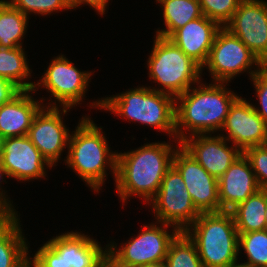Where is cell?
<instances>
[{"instance_id":"cell-1","label":"cell","mask_w":267,"mask_h":267,"mask_svg":"<svg viewBox=\"0 0 267 267\" xmlns=\"http://www.w3.org/2000/svg\"><path fill=\"white\" fill-rule=\"evenodd\" d=\"M180 145L171 139L147 142L127 152L117 151L114 187L123 206L132 196L139 197L145 205L149 203L159 191L165 173L173 166V156Z\"/></svg>"},{"instance_id":"cell-2","label":"cell","mask_w":267,"mask_h":267,"mask_svg":"<svg viewBox=\"0 0 267 267\" xmlns=\"http://www.w3.org/2000/svg\"><path fill=\"white\" fill-rule=\"evenodd\" d=\"M221 82L202 79L175 98V133L181 142L199 134H219L233 102L240 96ZM187 132V133H186Z\"/></svg>"},{"instance_id":"cell-3","label":"cell","mask_w":267,"mask_h":267,"mask_svg":"<svg viewBox=\"0 0 267 267\" xmlns=\"http://www.w3.org/2000/svg\"><path fill=\"white\" fill-rule=\"evenodd\" d=\"M90 116L83 115L75 130L71 131L64 165L66 164L91 192L99 194L100 190L104 189L102 187L110 172L113 181L116 179L117 150H111L103 127L97 126Z\"/></svg>"},{"instance_id":"cell-4","label":"cell","mask_w":267,"mask_h":267,"mask_svg":"<svg viewBox=\"0 0 267 267\" xmlns=\"http://www.w3.org/2000/svg\"><path fill=\"white\" fill-rule=\"evenodd\" d=\"M101 98L91 102L88 107L109 112L111 115L114 113L117 118L125 119L124 121L147 125L156 129V132L158 130L160 133H167L169 139H176L173 96L154 91L145 84Z\"/></svg>"},{"instance_id":"cell-5","label":"cell","mask_w":267,"mask_h":267,"mask_svg":"<svg viewBox=\"0 0 267 267\" xmlns=\"http://www.w3.org/2000/svg\"><path fill=\"white\" fill-rule=\"evenodd\" d=\"M204 267H226L240 260L239 234L231 212L201 213L185 231Z\"/></svg>"},{"instance_id":"cell-6","label":"cell","mask_w":267,"mask_h":267,"mask_svg":"<svg viewBox=\"0 0 267 267\" xmlns=\"http://www.w3.org/2000/svg\"><path fill=\"white\" fill-rule=\"evenodd\" d=\"M153 38L146 68L147 77L157 85L148 87L176 98L203 79L202 68L171 40L157 35Z\"/></svg>"},{"instance_id":"cell-7","label":"cell","mask_w":267,"mask_h":267,"mask_svg":"<svg viewBox=\"0 0 267 267\" xmlns=\"http://www.w3.org/2000/svg\"><path fill=\"white\" fill-rule=\"evenodd\" d=\"M179 233L176 227L162 222L142 225L136 236L120 245L118 241H107L108 264L111 267H142L165 261L169 245Z\"/></svg>"},{"instance_id":"cell-8","label":"cell","mask_w":267,"mask_h":267,"mask_svg":"<svg viewBox=\"0 0 267 267\" xmlns=\"http://www.w3.org/2000/svg\"><path fill=\"white\" fill-rule=\"evenodd\" d=\"M46 67L33 88L35 94L40 89L50 93L49 99L39 98L43 106L76 108L81 105L95 71H82L61 53L54 56Z\"/></svg>"},{"instance_id":"cell-9","label":"cell","mask_w":267,"mask_h":267,"mask_svg":"<svg viewBox=\"0 0 267 267\" xmlns=\"http://www.w3.org/2000/svg\"><path fill=\"white\" fill-rule=\"evenodd\" d=\"M264 64L250 49L225 27H222L212 44L207 62L202 67L208 70L212 82L230 83L247 73L250 80ZM240 74V75H239Z\"/></svg>"},{"instance_id":"cell-10","label":"cell","mask_w":267,"mask_h":267,"mask_svg":"<svg viewBox=\"0 0 267 267\" xmlns=\"http://www.w3.org/2000/svg\"><path fill=\"white\" fill-rule=\"evenodd\" d=\"M147 205L155 221L172 225L180 232H185L201 214L174 166L165 173L159 191Z\"/></svg>"},{"instance_id":"cell-11","label":"cell","mask_w":267,"mask_h":267,"mask_svg":"<svg viewBox=\"0 0 267 267\" xmlns=\"http://www.w3.org/2000/svg\"><path fill=\"white\" fill-rule=\"evenodd\" d=\"M72 108L42 107L34 116L27 136L41 152L47 162L55 167L68 149L70 129L65 124L64 117ZM64 120V121H63Z\"/></svg>"},{"instance_id":"cell-12","label":"cell","mask_w":267,"mask_h":267,"mask_svg":"<svg viewBox=\"0 0 267 267\" xmlns=\"http://www.w3.org/2000/svg\"><path fill=\"white\" fill-rule=\"evenodd\" d=\"M225 28L267 65V0H241Z\"/></svg>"},{"instance_id":"cell-13","label":"cell","mask_w":267,"mask_h":267,"mask_svg":"<svg viewBox=\"0 0 267 267\" xmlns=\"http://www.w3.org/2000/svg\"><path fill=\"white\" fill-rule=\"evenodd\" d=\"M173 166L182 175L195 208L200 213L221 212L218 179L210 175L181 145L174 153Z\"/></svg>"},{"instance_id":"cell-14","label":"cell","mask_w":267,"mask_h":267,"mask_svg":"<svg viewBox=\"0 0 267 267\" xmlns=\"http://www.w3.org/2000/svg\"><path fill=\"white\" fill-rule=\"evenodd\" d=\"M219 134L242 152L267 144L265 121L253 109L252 102L241 95L231 105Z\"/></svg>"},{"instance_id":"cell-15","label":"cell","mask_w":267,"mask_h":267,"mask_svg":"<svg viewBox=\"0 0 267 267\" xmlns=\"http://www.w3.org/2000/svg\"><path fill=\"white\" fill-rule=\"evenodd\" d=\"M0 163L9 178L20 183L43 180L52 169L27 135L5 138Z\"/></svg>"},{"instance_id":"cell-16","label":"cell","mask_w":267,"mask_h":267,"mask_svg":"<svg viewBox=\"0 0 267 267\" xmlns=\"http://www.w3.org/2000/svg\"><path fill=\"white\" fill-rule=\"evenodd\" d=\"M180 144L210 175L217 179L243 153L218 133L191 135Z\"/></svg>"},{"instance_id":"cell-17","label":"cell","mask_w":267,"mask_h":267,"mask_svg":"<svg viewBox=\"0 0 267 267\" xmlns=\"http://www.w3.org/2000/svg\"><path fill=\"white\" fill-rule=\"evenodd\" d=\"M72 267H105L108 264L107 244L82 231H67L47 241Z\"/></svg>"},{"instance_id":"cell-18","label":"cell","mask_w":267,"mask_h":267,"mask_svg":"<svg viewBox=\"0 0 267 267\" xmlns=\"http://www.w3.org/2000/svg\"><path fill=\"white\" fill-rule=\"evenodd\" d=\"M259 189L251 164L242 153L218 179L221 211L230 212Z\"/></svg>"},{"instance_id":"cell-19","label":"cell","mask_w":267,"mask_h":267,"mask_svg":"<svg viewBox=\"0 0 267 267\" xmlns=\"http://www.w3.org/2000/svg\"><path fill=\"white\" fill-rule=\"evenodd\" d=\"M221 28L218 23L202 15L176 30L168 39L202 68Z\"/></svg>"},{"instance_id":"cell-20","label":"cell","mask_w":267,"mask_h":267,"mask_svg":"<svg viewBox=\"0 0 267 267\" xmlns=\"http://www.w3.org/2000/svg\"><path fill=\"white\" fill-rule=\"evenodd\" d=\"M33 90H21L0 106V134L4 137L26 136L34 116L43 107Z\"/></svg>"},{"instance_id":"cell-21","label":"cell","mask_w":267,"mask_h":267,"mask_svg":"<svg viewBox=\"0 0 267 267\" xmlns=\"http://www.w3.org/2000/svg\"><path fill=\"white\" fill-rule=\"evenodd\" d=\"M20 216L0 228V267H29L31 245L21 228Z\"/></svg>"},{"instance_id":"cell-22","label":"cell","mask_w":267,"mask_h":267,"mask_svg":"<svg viewBox=\"0 0 267 267\" xmlns=\"http://www.w3.org/2000/svg\"><path fill=\"white\" fill-rule=\"evenodd\" d=\"M155 2L160 6L165 27L157 28L155 35L164 38H169L189 21L203 15L198 0H155Z\"/></svg>"},{"instance_id":"cell-23","label":"cell","mask_w":267,"mask_h":267,"mask_svg":"<svg viewBox=\"0 0 267 267\" xmlns=\"http://www.w3.org/2000/svg\"><path fill=\"white\" fill-rule=\"evenodd\" d=\"M27 57L23 47H0V78L11 81L20 90H33L35 82L30 80L34 78L31 77L33 70Z\"/></svg>"},{"instance_id":"cell-24","label":"cell","mask_w":267,"mask_h":267,"mask_svg":"<svg viewBox=\"0 0 267 267\" xmlns=\"http://www.w3.org/2000/svg\"><path fill=\"white\" fill-rule=\"evenodd\" d=\"M29 17L14 8L7 0H0V47H24Z\"/></svg>"},{"instance_id":"cell-25","label":"cell","mask_w":267,"mask_h":267,"mask_svg":"<svg viewBox=\"0 0 267 267\" xmlns=\"http://www.w3.org/2000/svg\"><path fill=\"white\" fill-rule=\"evenodd\" d=\"M266 189H259L230 212L238 233H248L266 229L265 223Z\"/></svg>"},{"instance_id":"cell-26","label":"cell","mask_w":267,"mask_h":267,"mask_svg":"<svg viewBox=\"0 0 267 267\" xmlns=\"http://www.w3.org/2000/svg\"><path fill=\"white\" fill-rule=\"evenodd\" d=\"M239 234V255L245 253L246 267H267V230ZM244 250V252H242Z\"/></svg>"},{"instance_id":"cell-27","label":"cell","mask_w":267,"mask_h":267,"mask_svg":"<svg viewBox=\"0 0 267 267\" xmlns=\"http://www.w3.org/2000/svg\"><path fill=\"white\" fill-rule=\"evenodd\" d=\"M165 263L167 267H204L195 243L185 232H180L170 243Z\"/></svg>"},{"instance_id":"cell-28","label":"cell","mask_w":267,"mask_h":267,"mask_svg":"<svg viewBox=\"0 0 267 267\" xmlns=\"http://www.w3.org/2000/svg\"><path fill=\"white\" fill-rule=\"evenodd\" d=\"M14 8L30 18L36 16H51L63 11H72L70 0H7ZM55 12V13H54ZM52 13V14H51Z\"/></svg>"},{"instance_id":"cell-29","label":"cell","mask_w":267,"mask_h":267,"mask_svg":"<svg viewBox=\"0 0 267 267\" xmlns=\"http://www.w3.org/2000/svg\"><path fill=\"white\" fill-rule=\"evenodd\" d=\"M202 14L225 27L232 19L241 0H198Z\"/></svg>"},{"instance_id":"cell-30","label":"cell","mask_w":267,"mask_h":267,"mask_svg":"<svg viewBox=\"0 0 267 267\" xmlns=\"http://www.w3.org/2000/svg\"><path fill=\"white\" fill-rule=\"evenodd\" d=\"M31 253L30 250L29 267H72L47 241Z\"/></svg>"},{"instance_id":"cell-31","label":"cell","mask_w":267,"mask_h":267,"mask_svg":"<svg viewBox=\"0 0 267 267\" xmlns=\"http://www.w3.org/2000/svg\"><path fill=\"white\" fill-rule=\"evenodd\" d=\"M248 158L260 189H267V144L247 148Z\"/></svg>"},{"instance_id":"cell-32","label":"cell","mask_w":267,"mask_h":267,"mask_svg":"<svg viewBox=\"0 0 267 267\" xmlns=\"http://www.w3.org/2000/svg\"><path fill=\"white\" fill-rule=\"evenodd\" d=\"M258 105L252 104L253 109L267 125V65H264L251 79Z\"/></svg>"},{"instance_id":"cell-33","label":"cell","mask_w":267,"mask_h":267,"mask_svg":"<svg viewBox=\"0 0 267 267\" xmlns=\"http://www.w3.org/2000/svg\"><path fill=\"white\" fill-rule=\"evenodd\" d=\"M19 215L15 207L0 194V228L9 225Z\"/></svg>"},{"instance_id":"cell-34","label":"cell","mask_w":267,"mask_h":267,"mask_svg":"<svg viewBox=\"0 0 267 267\" xmlns=\"http://www.w3.org/2000/svg\"><path fill=\"white\" fill-rule=\"evenodd\" d=\"M110 0H70L71 9H79V7L88 5L91 9H94L97 14L103 16L107 14L106 11L108 10Z\"/></svg>"},{"instance_id":"cell-35","label":"cell","mask_w":267,"mask_h":267,"mask_svg":"<svg viewBox=\"0 0 267 267\" xmlns=\"http://www.w3.org/2000/svg\"><path fill=\"white\" fill-rule=\"evenodd\" d=\"M20 91L11 81L0 78V106L9 102Z\"/></svg>"},{"instance_id":"cell-36","label":"cell","mask_w":267,"mask_h":267,"mask_svg":"<svg viewBox=\"0 0 267 267\" xmlns=\"http://www.w3.org/2000/svg\"><path fill=\"white\" fill-rule=\"evenodd\" d=\"M7 177V179H10L6 169L1 165L0 163V194L3 195L14 207H16L13 203V199L11 200V198L8 196L7 190L5 188L2 187L3 182L7 183L5 178ZM2 182V183H1ZM2 184V185H1ZM5 189V190H4ZM7 193V194H6Z\"/></svg>"},{"instance_id":"cell-37","label":"cell","mask_w":267,"mask_h":267,"mask_svg":"<svg viewBox=\"0 0 267 267\" xmlns=\"http://www.w3.org/2000/svg\"><path fill=\"white\" fill-rule=\"evenodd\" d=\"M142 267H167L165 261H160L156 263H150L148 265L142 266Z\"/></svg>"},{"instance_id":"cell-38","label":"cell","mask_w":267,"mask_h":267,"mask_svg":"<svg viewBox=\"0 0 267 267\" xmlns=\"http://www.w3.org/2000/svg\"><path fill=\"white\" fill-rule=\"evenodd\" d=\"M4 140H5V138L0 134V159L2 156V152H3Z\"/></svg>"},{"instance_id":"cell-39","label":"cell","mask_w":267,"mask_h":267,"mask_svg":"<svg viewBox=\"0 0 267 267\" xmlns=\"http://www.w3.org/2000/svg\"><path fill=\"white\" fill-rule=\"evenodd\" d=\"M226 267H246L244 264L240 263V262H237L233 265H229V266H226Z\"/></svg>"},{"instance_id":"cell-40","label":"cell","mask_w":267,"mask_h":267,"mask_svg":"<svg viewBox=\"0 0 267 267\" xmlns=\"http://www.w3.org/2000/svg\"><path fill=\"white\" fill-rule=\"evenodd\" d=\"M265 223H266V230H267V189H266Z\"/></svg>"}]
</instances>
